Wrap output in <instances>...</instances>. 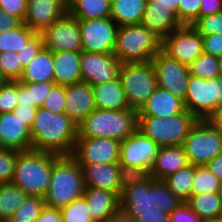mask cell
I'll list each match as a JSON object with an SVG mask.
<instances>
[{"label": "cell", "instance_id": "484cf974", "mask_svg": "<svg viewBox=\"0 0 222 222\" xmlns=\"http://www.w3.org/2000/svg\"><path fill=\"white\" fill-rule=\"evenodd\" d=\"M187 165L189 162L182 145L160 147L150 174L156 180H164Z\"/></svg>", "mask_w": 222, "mask_h": 222}, {"label": "cell", "instance_id": "6f0895ef", "mask_svg": "<svg viewBox=\"0 0 222 222\" xmlns=\"http://www.w3.org/2000/svg\"><path fill=\"white\" fill-rule=\"evenodd\" d=\"M206 166L222 182V153L215 156Z\"/></svg>", "mask_w": 222, "mask_h": 222}, {"label": "cell", "instance_id": "ab89813d", "mask_svg": "<svg viewBox=\"0 0 222 222\" xmlns=\"http://www.w3.org/2000/svg\"><path fill=\"white\" fill-rule=\"evenodd\" d=\"M150 177V171L146 168L119 165L120 196L125 189L143 183Z\"/></svg>", "mask_w": 222, "mask_h": 222}, {"label": "cell", "instance_id": "ffe728a7", "mask_svg": "<svg viewBox=\"0 0 222 222\" xmlns=\"http://www.w3.org/2000/svg\"><path fill=\"white\" fill-rule=\"evenodd\" d=\"M95 109L92 85L82 81L66 86L64 113L77 126Z\"/></svg>", "mask_w": 222, "mask_h": 222}, {"label": "cell", "instance_id": "6125c7cd", "mask_svg": "<svg viewBox=\"0 0 222 222\" xmlns=\"http://www.w3.org/2000/svg\"><path fill=\"white\" fill-rule=\"evenodd\" d=\"M222 107V76L218 77V108Z\"/></svg>", "mask_w": 222, "mask_h": 222}, {"label": "cell", "instance_id": "7c38bea8", "mask_svg": "<svg viewBox=\"0 0 222 222\" xmlns=\"http://www.w3.org/2000/svg\"><path fill=\"white\" fill-rule=\"evenodd\" d=\"M44 48L52 52L82 51L79 20L68 12L40 32Z\"/></svg>", "mask_w": 222, "mask_h": 222}, {"label": "cell", "instance_id": "f6af8a7d", "mask_svg": "<svg viewBox=\"0 0 222 222\" xmlns=\"http://www.w3.org/2000/svg\"><path fill=\"white\" fill-rule=\"evenodd\" d=\"M17 106V81L2 83L0 85V113L13 112Z\"/></svg>", "mask_w": 222, "mask_h": 222}, {"label": "cell", "instance_id": "7dc6e473", "mask_svg": "<svg viewBox=\"0 0 222 222\" xmlns=\"http://www.w3.org/2000/svg\"><path fill=\"white\" fill-rule=\"evenodd\" d=\"M44 48L43 39L40 33H36L18 52L22 67L27 66L30 61Z\"/></svg>", "mask_w": 222, "mask_h": 222}, {"label": "cell", "instance_id": "816d5d0a", "mask_svg": "<svg viewBox=\"0 0 222 222\" xmlns=\"http://www.w3.org/2000/svg\"><path fill=\"white\" fill-rule=\"evenodd\" d=\"M37 109V106H17L13 113L18 115L24 121V123L31 128Z\"/></svg>", "mask_w": 222, "mask_h": 222}, {"label": "cell", "instance_id": "b9f144b4", "mask_svg": "<svg viewBox=\"0 0 222 222\" xmlns=\"http://www.w3.org/2000/svg\"><path fill=\"white\" fill-rule=\"evenodd\" d=\"M17 160V150L0 148V184L11 183Z\"/></svg>", "mask_w": 222, "mask_h": 222}, {"label": "cell", "instance_id": "8992f818", "mask_svg": "<svg viewBox=\"0 0 222 222\" xmlns=\"http://www.w3.org/2000/svg\"><path fill=\"white\" fill-rule=\"evenodd\" d=\"M162 50V39L143 24L119 26L114 55L122 62H147Z\"/></svg>", "mask_w": 222, "mask_h": 222}, {"label": "cell", "instance_id": "3957f363", "mask_svg": "<svg viewBox=\"0 0 222 222\" xmlns=\"http://www.w3.org/2000/svg\"><path fill=\"white\" fill-rule=\"evenodd\" d=\"M138 111L95 109L78 126L77 138H107L123 141L138 129Z\"/></svg>", "mask_w": 222, "mask_h": 222}, {"label": "cell", "instance_id": "30bf717a", "mask_svg": "<svg viewBox=\"0 0 222 222\" xmlns=\"http://www.w3.org/2000/svg\"><path fill=\"white\" fill-rule=\"evenodd\" d=\"M184 105L198 120L209 119L218 109V77L205 80L190 75Z\"/></svg>", "mask_w": 222, "mask_h": 222}, {"label": "cell", "instance_id": "e0dca14e", "mask_svg": "<svg viewBox=\"0 0 222 222\" xmlns=\"http://www.w3.org/2000/svg\"><path fill=\"white\" fill-rule=\"evenodd\" d=\"M122 62L114 54L81 51L80 68L83 82L90 85L112 81L119 77Z\"/></svg>", "mask_w": 222, "mask_h": 222}, {"label": "cell", "instance_id": "94428289", "mask_svg": "<svg viewBox=\"0 0 222 222\" xmlns=\"http://www.w3.org/2000/svg\"><path fill=\"white\" fill-rule=\"evenodd\" d=\"M209 120L222 132V107L218 108Z\"/></svg>", "mask_w": 222, "mask_h": 222}, {"label": "cell", "instance_id": "03108f58", "mask_svg": "<svg viewBox=\"0 0 222 222\" xmlns=\"http://www.w3.org/2000/svg\"><path fill=\"white\" fill-rule=\"evenodd\" d=\"M219 195L221 196V198H222V182L220 183V187H219Z\"/></svg>", "mask_w": 222, "mask_h": 222}, {"label": "cell", "instance_id": "f5cc1de1", "mask_svg": "<svg viewBox=\"0 0 222 222\" xmlns=\"http://www.w3.org/2000/svg\"><path fill=\"white\" fill-rule=\"evenodd\" d=\"M199 18L222 12V0H201Z\"/></svg>", "mask_w": 222, "mask_h": 222}, {"label": "cell", "instance_id": "e575fe53", "mask_svg": "<svg viewBox=\"0 0 222 222\" xmlns=\"http://www.w3.org/2000/svg\"><path fill=\"white\" fill-rule=\"evenodd\" d=\"M36 33L23 22L15 29L0 32V53L7 51L18 53Z\"/></svg>", "mask_w": 222, "mask_h": 222}, {"label": "cell", "instance_id": "f1b7e54d", "mask_svg": "<svg viewBox=\"0 0 222 222\" xmlns=\"http://www.w3.org/2000/svg\"><path fill=\"white\" fill-rule=\"evenodd\" d=\"M147 0H112L111 18L118 26L141 24Z\"/></svg>", "mask_w": 222, "mask_h": 222}, {"label": "cell", "instance_id": "7bdbcfd3", "mask_svg": "<svg viewBox=\"0 0 222 222\" xmlns=\"http://www.w3.org/2000/svg\"><path fill=\"white\" fill-rule=\"evenodd\" d=\"M66 99V86L55 84L45 97L41 108L54 112L64 113Z\"/></svg>", "mask_w": 222, "mask_h": 222}, {"label": "cell", "instance_id": "74e56055", "mask_svg": "<svg viewBox=\"0 0 222 222\" xmlns=\"http://www.w3.org/2000/svg\"><path fill=\"white\" fill-rule=\"evenodd\" d=\"M44 207V198L28 196L20 208L13 213L8 222H34Z\"/></svg>", "mask_w": 222, "mask_h": 222}, {"label": "cell", "instance_id": "d590c367", "mask_svg": "<svg viewBox=\"0 0 222 222\" xmlns=\"http://www.w3.org/2000/svg\"><path fill=\"white\" fill-rule=\"evenodd\" d=\"M189 73L192 76L205 80L214 79L220 76L218 57L202 53L188 65Z\"/></svg>", "mask_w": 222, "mask_h": 222}, {"label": "cell", "instance_id": "7a4b0ae2", "mask_svg": "<svg viewBox=\"0 0 222 222\" xmlns=\"http://www.w3.org/2000/svg\"><path fill=\"white\" fill-rule=\"evenodd\" d=\"M119 199L120 209L134 218L140 214L158 213V210L170 214L183 203L163 180H156L152 176L143 183L125 189Z\"/></svg>", "mask_w": 222, "mask_h": 222}, {"label": "cell", "instance_id": "5b68a950", "mask_svg": "<svg viewBox=\"0 0 222 222\" xmlns=\"http://www.w3.org/2000/svg\"><path fill=\"white\" fill-rule=\"evenodd\" d=\"M58 156L36 150L18 151L11 183L21 188L28 196L44 198L50 184L53 162Z\"/></svg>", "mask_w": 222, "mask_h": 222}, {"label": "cell", "instance_id": "60d3db41", "mask_svg": "<svg viewBox=\"0 0 222 222\" xmlns=\"http://www.w3.org/2000/svg\"><path fill=\"white\" fill-rule=\"evenodd\" d=\"M19 59L16 52L7 51L0 53V66L4 75V83L20 80L24 68Z\"/></svg>", "mask_w": 222, "mask_h": 222}, {"label": "cell", "instance_id": "ee69618b", "mask_svg": "<svg viewBox=\"0 0 222 222\" xmlns=\"http://www.w3.org/2000/svg\"><path fill=\"white\" fill-rule=\"evenodd\" d=\"M201 36L222 34V12L200 17L192 25Z\"/></svg>", "mask_w": 222, "mask_h": 222}, {"label": "cell", "instance_id": "4316f807", "mask_svg": "<svg viewBox=\"0 0 222 222\" xmlns=\"http://www.w3.org/2000/svg\"><path fill=\"white\" fill-rule=\"evenodd\" d=\"M92 87L96 109L120 111L130 108L119 77Z\"/></svg>", "mask_w": 222, "mask_h": 222}, {"label": "cell", "instance_id": "8fae6325", "mask_svg": "<svg viewBox=\"0 0 222 222\" xmlns=\"http://www.w3.org/2000/svg\"><path fill=\"white\" fill-rule=\"evenodd\" d=\"M82 51L114 54L119 26L111 17L79 20Z\"/></svg>", "mask_w": 222, "mask_h": 222}, {"label": "cell", "instance_id": "ba28073f", "mask_svg": "<svg viewBox=\"0 0 222 222\" xmlns=\"http://www.w3.org/2000/svg\"><path fill=\"white\" fill-rule=\"evenodd\" d=\"M119 79L130 108L137 111L158 87L152 61L122 63Z\"/></svg>", "mask_w": 222, "mask_h": 222}, {"label": "cell", "instance_id": "6da1fadb", "mask_svg": "<svg viewBox=\"0 0 222 222\" xmlns=\"http://www.w3.org/2000/svg\"><path fill=\"white\" fill-rule=\"evenodd\" d=\"M32 150L72 155L78 137L77 125L65 114L38 107L30 128Z\"/></svg>", "mask_w": 222, "mask_h": 222}, {"label": "cell", "instance_id": "5bb4252c", "mask_svg": "<svg viewBox=\"0 0 222 222\" xmlns=\"http://www.w3.org/2000/svg\"><path fill=\"white\" fill-rule=\"evenodd\" d=\"M151 61L155 68L158 87L184 101L190 77L188 65L170 58L162 50Z\"/></svg>", "mask_w": 222, "mask_h": 222}, {"label": "cell", "instance_id": "4dcf8cb0", "mask_svg": "<svg viewBox=\"0 0 222 222\" xmlns=\"http://www.w3.org/2000/svg\"><path fill=\"white\" fill-rule=\"evenodd\" d=\"M186 203L205 221L222 218V198L218 192L192 194Z\"/></svg>", "mask_w": 222, "mask_h": 222}, {"label": "cell", "instance_id": "1f68e13d", "mask_svg": "<svg viewBox=\"0 0 222 222\" xmlns=\"http://www.w3.org/2000/svg\"><path fill=\"white\" fill-rule=\"evenodd\" d=\"M54 85L55 82L29 83L17 81L18 106L41 107Z\"/></svg>", "mask_w": 222, "mask_h": 222}, {"label": "cell", "instance_id": "836d02e7", "mask_svg": "<svg viewBox=\"0 0 222 222\" xmlns=\"http://www.w3.org/2000/svg\"><path fill=\"white\" fill-rule=\"evenodd\" d=\"M195 175V165H187L174 174H171L163 181L169 190L181 201L186 202L192 195V185Z\"/></svg>", "mask_w": 222, "mask_h": 222}, {"label": "cell", "instance_id": "4fadbf2b", "mask_svg": "<svg viewBox=\"0 0 222 222\" xmlns=\"http://www.w3.org/2000/svg\"><path fill=\"white\" fill-rule=\"evenodd\" d=\"M162 51L189 65L203 53L202 36L192 25H182L162 40Z\"/></svg>", "mask_w": 222, "mask_h": 222}, {"label": "cell", "instance_id": "cb8c5ba5", "mask_svg": "<svg viewBox=\"0 0 222 222\" xmlns=\"http://www.w3.org/2000/svg\"><path fill=\"white\" fill-rule=\"evenodd\" d=\"M185 110L182 99L167 90L157 87L138 111V115L167 118Z\"/></svg>", "mask_w": 222, "mask_h": 222}, {"label": "cell", "instance_id": "44dd1931", "mask_svg": "<svg viewBox=\"0 0 222 222\" xmlns=\"http://www.w3.org/2000/svg\"><path fill=\"white\" fill-rule=\"evenodd\" d=\"M86 187L114 192L120 198L119 163H91L82 167Z\"/></svg>", "mask_w": 222, "mask_h": 222}, {"label": "cell", "instance_id": "f907efd6", "mask_svg": "<svg viewBox=\"0 0 222 222\" xmlns=\"http://www.w3.org/2000/svg\"><path fill=\"white\" fill-rule=\"evenodd\" d=\"M203 53L220 57L222 56V34L202 36Z\"/></svg>", "mask_w": 222, "mask_h": 222}, {"label": "cell", "instance_id": "f35d334b", "mask_svg": "<svg viewBox=\"0 0 222 222\" xmlns=\"http://www.w3.org/2000/svg\"><path fill=\"white\" fill-rule=\"evenodd\" d=\"M89 210L86 199L82 196L62 207L60 213L63 222H94Z\"/></svg>", "mask_w": 222, "mask_h": 222}, {"label": "cell", "instance_id": "2e32d148", "mask_svg": "<svg viewBox=\"0 0 222 222\" xmlns=\"http://www.w3.org/2000/svg\"><path fill=\"white\" fill-rule=\"evenodd\" d=\"M120 141L107 138H77L72 157L83 167L91 163H119Z\"/></svg>", "mask_w": 222, "mask_h": 222}, {"label": "cell", "instance_id": "be15d7a7", "mask_svg": "<svg viewBox=\"0 0 222 222\" xmlns=\"http://www.w3.org/2000/svg\"><path fill=\"white\" fill-rule=\"evenodd\" d=\"M219 67H220V76H222V56L218 57Z\"/></svg>", "mask_w": 222, "mask_h": 222}, {"label": "cell", "instance_id": "ac0fdd59", "mask_svg": "<svg viewBox=\"0 0 222 222\" xmlns=\"http://www.w3.org/2000/svg\"><path fill=\"white\" fill-rule=\"evenodd\" d=\"M68 12L67 0H28L23 23L40 33Z\"/></svg>", "mask_w": 222, "mask_h": 222}, {"label": "cell", "instance_id": "52a82bcc", "mask_svg": "<svg viewBox=\"0 0 222 222\" xmlns=\"http://www.w3.org/2000/svg\"><path fill=\"white\" fill-rule=\"evenodd\" d=\"M198 119L187 109L167 118L139 116L140 131L160 147L181 146Z\"/></svg>", "mask_w": 222, "mask_h": 222}, {"label": "cell", "instance_id": "83f0119b", "mask_svg": "<svg viewBox=\"0 0 222 222\" xmlns=\"http://www.w3.org/2000/svg\"><path fill=\"white\" fill-rule=\"evenodd\" d=\"M54 62L53 52L43 48L31 61L24 67L20 82L38 83L54 82Z\"/></svg>", "mask_w": 222, "mask_h": 222}, {"label": "cell", "instance_id": "003e7915", "mask_svg": "<svg viewBox=\"0 0 222 222\" xmlns=\"http://www.w3.org/2000/svg\"><path fill=\"white\" fill-rule=\"evenodd\" d=\"M206 222H222V218L215 219V220H209V221H206Z\"/></svg>", "mask_w": 222, "mask_h": 222}, {"label": "cell", "instance_id": "277c9868", "mask_svg": "<svg viewBox=\"0 0 222 222\" xmlns=\"http://www.w3.org/2000/svg\"><path fill=\"white\" fill-rule=\"evenodd\" d=\"M82 167L71 156H58L53 162L45 206L61 209L82 197L85 191Z\"/></svg>", "mask_w": 222, "mask_h": 222}, {"label": "cell", "instance_id": "7402d4cb", "mask_svg": "<svg viewBox=\"0 0 222 222\" xmlns=\"http://www.w3.org/2000/svg\"><path fill=\"white\" fill-rule=\"evenodd\" d=\"M83 197L90 208L89 212L94 222H108L120 209L119 197L108 190L85 187Z\"/></svg>", "mask_w": 222, "mask_h": 222}, {"label": "cell", "instance_id": "bcb514c9", "mask_svg": "<svg viewBox=\"0 0 222 222\" xmlns=\"http://www.w3.org/2000/svg\"><path fill=\"white\" fill-rule=\"evenodd\" d=\"M201 0H180L178 20L182 25H193L199 19Z\"/></svg>", "mask_w": 222, "mask_h": 222}, {"label": "cell", "instance_id": "11a10c76", "mask_svg": "<svg viewBox=\"0 0 222 222\" xmlns=\"http://www.w3.org/2000/svg\"><path fill=\"white\" fill-rule=\"evenodd\" d=\"M22 21L13 16H9L8 14L4 13L0 8V32H6L12 29L17 28Z\"/></svg>", "mask_w": 222, "mask_h": 222}, {"label": "cell", "instance_id": "c3c4849f", "mask_svg": "<svg viewBox=\"0 0 222 222\" xmlns=\"http://www.w3.org/2000/svg\"><path fill=\"white\" fill-rule=\"evenodd\" d=\"M28 0H0V8L9 16L17 17L22 22L25 18Z\"/></svg>", "mask_w": 222, "mask_h": 222}, {"label": "cell", "instance_id": "f546056e", "mask_svg": "<svg viewBox=\"0 0 222 222\" xmlns=\"http://www.w3.org/2000/svg\"><path fill=\"white\" fill-rule=\"evenodd\" d=\"M68 13L78 20L111 17L112 0H68Z\"/></svg>", "mask_w": 222, "mask_h": 222}, {"label": "cell", "instance_id": "603a6c76", "mask_svg": "<svg viewBox=\"0 0 222 222\" xmlns=\"http://www.w3.org/2000/svg\"><path fill=\"white\" fill-rule=\"evenodd\" d=\"M141 24L162 40L182 26L177 18V13L163 4H147Z\"/></svg>", "mask_w": 222, "mask_h": 222}, {"label": "cell", "instance_id": "8d00e7d4", "mask_svg": "<svg viewBox=\"0 0 222 222\" xmlns=\"http://www.w3.org/2000/svg\"><path fill=\"white\" fill-rule=\"evenodd\" d=\"M220 183L206 165L195 166L192 194L219 192Z\"/></svg>", "mask_w": 222, "mask_h": 222}, {"label": "cell", "instance_id": "91938a15", "mask_svg": "<svg viewBox=\"0 0 222 222\" xmlns=\"http://www.w3.org/2000/svg\"><path fill=\"white\" fill-rule=\"evenodd\" d=\"M179 2L180 0H147V4H163L169 6V8L177 13V18Z\"/></svg>", "mask_w": 222, "mask_h": 222}, {"label": "cell", "instance_id": "d6986e66", "mask_svg": "<svg viewBox=\"0 0 222 222\" xmlns=\"http://www.w3.org/2000/svg\"><path fill=\"white\" fill-rule=\"evenodd\" d=\"M0 148L32 150L30 128L13 112L0 113Z\"/></svg>", "mask_w": 222, "mask_h": 222}, {"label": "cell", "instance_id": "d4e9b609", "mask_svg": "<svg viewBox=\"0 0 222 222\" xmlns=\"http://www.w3.org/2000/svg\"><path fill=\"white\" fill-rule=\"evenodd\" d=\"M80 57L81 51L53 52L55 84L67 86L83 81Z\"/></svg>", "mask_w": 222, "mask_h": 222}, {"label": "cell", "instance_id": "9c48e42d", "mask_svg": "<svg viewBox=\"0 0 222 222\" xmlns=\"http://www.w3.org/2000/svg\"><path fill=\"white\" fill-rule=\"evenodd\" d=\"M182 146L189 164L206 165L222 153V132L209 119L197 120Z\"/></svg>", "mask_w": 222, "mask_h": 222}, {"label": "cell", "instance_id": "680465c9", "mask_svg": "<svg viewBox=\"0 0 222 222\" xmlns=\"http://www.w3.org/2000/svg\"><path fill=\"white\" fill-rule=\"evenodd\" d=\"M108 222H137V219L119 209Z\"/></svg>", "mask_w": 222, "mask_h": 222}, {"label": "cell", "instance_id": "d6a6232c", "mask_svg": "<svg viewBox=\"0 0 222 222\" xmlns=\"http://www.w3.org/2000/svg\"><path fill=\"white\" fill-rule=\"evenodd\" d=\"M28 195L12 183L0 184V222H8Z\"/></svg>", "mask_w": 222, "mask_h": 222}, {"label": "cell", "instance_id": "681fc988", "mask_svg": "<svg viewBox=\"0 0 222 222\" xmlns=\"http://www.w3.org/2000/svg\"><path fill=\"white\" fill-rule=\"evenodd\" d=\"M170 222H206L199 217L186 202L181 203L170 214Z\"/></svg>", "mask_w": 222, "mask_h": 222}, {"label": "cell", "instance_id": "e7e4bbea", "mask_svg": "<svg viewBox=\"0 0 222 222\" xmlns=\"http://www.w3.org/2000/svg\"><path fill=\"white\" fill-rule=\"evenodd\" d=\"M0 82L4 83V75L0 66Z\"/></svg>", "mask_w": 222, "mask_h": 222}, {"label": "cell", "instance_id": "9a60e30c", "mask_svg": "<svg viewBox=\"0 0 222 222\" xmlns=\"http://www.w3.org/2000/svg\"><path fill=\"white\" fill-rule=\"evenodd\" d=\"M160 146L138 128L120 142L119 165L146 168L151 171Z\"/></svg>", "mask_w": 222, "mask_h": 222}, {"label": "cell", "instance_id": "9f6ffc18", "mask_svg": "<svg viewBox=\"0 0 222 222\" xmlns=\"http://www.w3.org/2000/svg\"><path fill=\"white\" fill-rule=\"evenodd\" d=\"M137 222H170L169 214L158 210V213L140 214Z\"/></svg>", "mask_w": 222, "mask_h": 222}, {"label": "cell", "instance_id": "db71d44e", "mask_svg": "<svg viewBox=\"0 0 222 222\" xmlns=\"http://www.w3.org/2000/svg\"><path fill=\"white\" fill-rule=\"evenodd\" d=\"M34 222H63L60 209L45 206Z\"/></svg>", "mask_w": 222, "mask_h": 222}]
</instances>
